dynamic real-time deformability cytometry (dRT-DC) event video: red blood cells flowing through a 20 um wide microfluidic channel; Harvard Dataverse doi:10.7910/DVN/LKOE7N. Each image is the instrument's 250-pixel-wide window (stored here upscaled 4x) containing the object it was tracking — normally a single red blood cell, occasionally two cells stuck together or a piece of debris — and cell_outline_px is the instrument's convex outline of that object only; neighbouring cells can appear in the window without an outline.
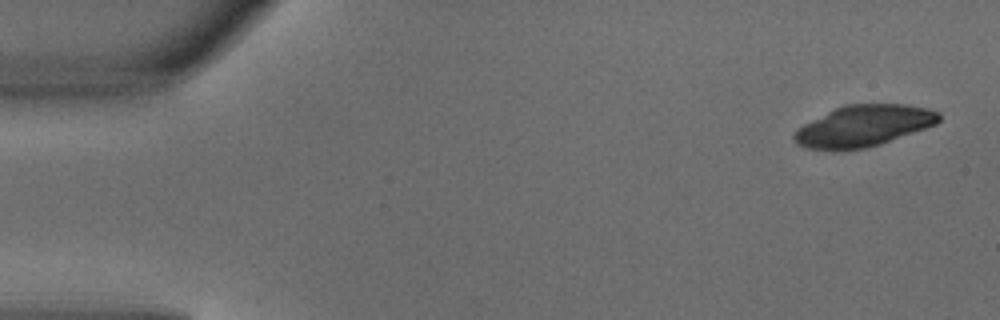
{"species": "common noctule bat (a hibernating species)", "species_latin": "Nyctalus noctula", "temperature_condition": "warm", "stored_images_in_passage": 3, "camera_frame_rate_fps": 3000, "um_per_image_px": 0.085, "animal": {"sex": "male", "body_mass_g": 18.8}, "frame": {"image": 1, "passage_image": 1, "time_ms": 0.0, "image_size_px": [1000, 320], "cell_outline_px": [[940, 120], [936, 124], [880, 144], [864, 148], [832, 152], [804, 148], [796, 144], [792, 140], [792, 136], [796, 128], [844, 104], [904, 104], [928, 108], [940, 112]], "centroid_in_image_um": [73.34, 10.73], "position_along_channel_um": 11.7, "area_um2": 35.14}}